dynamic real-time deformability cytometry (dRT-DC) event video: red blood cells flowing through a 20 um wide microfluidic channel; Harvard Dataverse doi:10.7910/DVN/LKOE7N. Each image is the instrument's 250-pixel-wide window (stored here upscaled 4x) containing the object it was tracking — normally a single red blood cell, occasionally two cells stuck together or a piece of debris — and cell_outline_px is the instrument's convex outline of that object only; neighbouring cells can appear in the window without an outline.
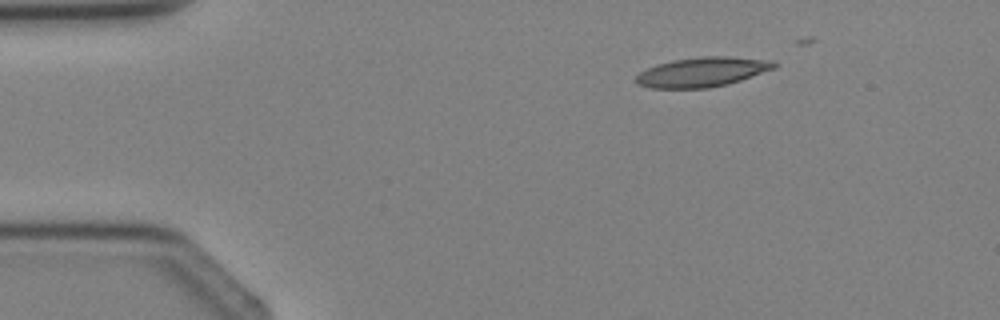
{"species": "Egyptian fruit bat (a non-hibernating species)", "species_latin": "Rousettus aegyptiacus", "temperature_condition": "cold", "stored_images_in_passage": 3, "camera_frame_rate_fps": 3000, "um_per_image_px": 0.085, "animal": {"sex": "female"}, "frame": {"image": 1, "passage_image": 2, "time_ms": 1.333, "image_size_px": [1000, 320], "cell_outline_px": [[776, 68], [728, 84], [708, 88], [652, 88], [636, 84], [636, 76], [640, 72], [656, 64], [672, 60], [700, 56], [728, 56], [772, 60], [776, 64]], "centroid_in_image_um": [59.69, 6.11], "position_along_channel_um": 25.3, "area_um2": 23.87}}